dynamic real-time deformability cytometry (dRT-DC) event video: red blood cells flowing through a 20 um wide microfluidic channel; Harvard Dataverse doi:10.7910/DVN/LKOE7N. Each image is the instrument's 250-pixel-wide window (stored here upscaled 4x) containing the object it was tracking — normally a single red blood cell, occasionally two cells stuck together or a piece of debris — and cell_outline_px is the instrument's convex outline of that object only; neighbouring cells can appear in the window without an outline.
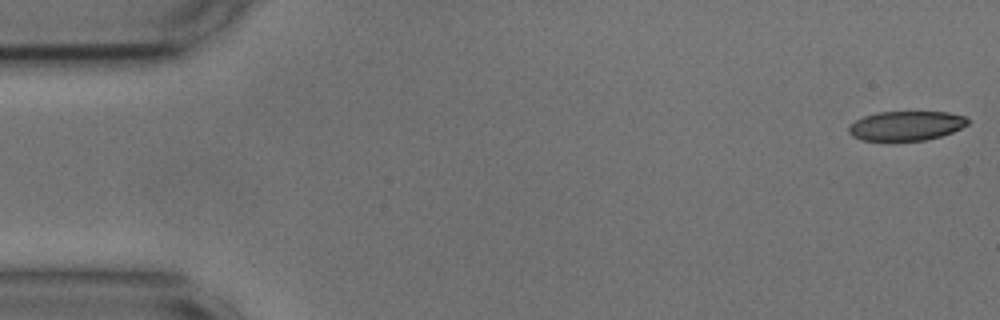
{"species": "common noctule bat (a hibernating species)", "species_latin": "Nyctalus noctula", "temperature_condition": "cold", "stored_images_in_passage": 54, "camera_frame_rate_fps": 3000, "um_per_image_px": 0.085, "animal": {"sex": "male", "body_mass_g": 17.9, "forearm_length_mm": 54.2}, "frame": {"image": 1, "passage_image": 1, "time_ms": 0.0, "image_size_px": [1000, 320], "cell_outline_px": [[968, 124], [952, 132], [940, 136], [924, 140], [860, 140], [852, 136], [848, 132], [848, 128], [856, 120], [864, 116], [880, 112], [948, 112], [964, 116], [968, 120]], "centroid_in_image_um": [77.01, 10.69], "position_along_channel_um": 8.0, "area_um2": 20.17}}
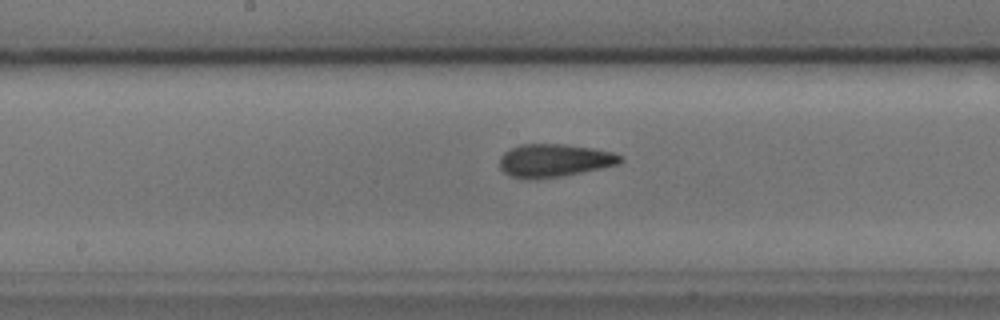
{"frame": {"image": 2, "passage_image": 27, "time_ms": 8.667, "image_size_px": [1000, 320], "cell_outline_px": [[624, 160], [616, 164], [600, 168], [560, 176], [536, 180], [520, 180], [508, 176], [500, 168], [500, 156], [504, 152], [520, 144], [564, 144], [592, 148], [612, 152], [624, 156]], "centroid_in_image_um": [47.06, 13.65], "position_along_channel_um": 201.1, "area_um2": 23.41}}
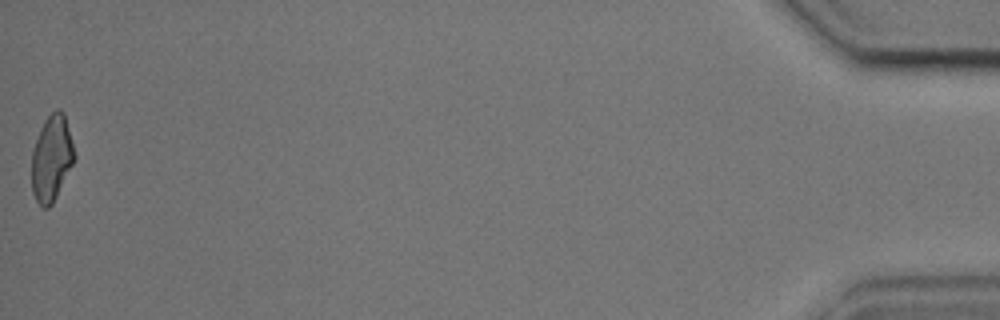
{"frame": {"image": 3, "passage_image": 54, "time_ms": 17.667, "image_size_px": [1000, 320], "cell_outline_px": [[76, 156], [52, 204], [48, 208], [44, 208], [36, 200], [32, 192], [32, 148], [44, 120], [56, 108], [60, 108], [64, 112]], "centroid_in_image_um": [4.38, 13.42], "position_along_channel_um": 430.8, "area_um2": 21.21}, "authors_computed_cell_mechanics": {"area_um2": 22.3975, "velocity_mm_per_s": 3.6508, "shape_relaxation_time_tau1_ms": 3.9825, "shape_relaxation_time_tau2_ms": 2.0123, "deformation_change_tau1": 0.1181, "deformation_change_tau2": 0.0941}}